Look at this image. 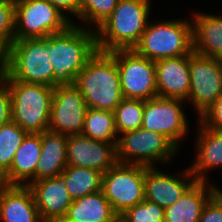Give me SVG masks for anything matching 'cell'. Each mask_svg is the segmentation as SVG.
Returning <instances> with one entry per match:
<instances>
[{
	"instance_id": "5bb4252c",
	"label": "cell",
	"mask_w": 222,
	"mask_h": 222,
	"mask_svg": "<svg viewBox=\"0 0 222 222\" xmlns=\"http://www.w3.org/2000/svg\"><path fill=\"white\" fill-rule=\"evenodd\" d=\"M117 142L93 140L82 134L67 139V165L107 172L117 162Z\"/></svg>"
},
{
	"instance_id": "5b68a950",
	"label": "cell",
	"mask_w": 222,
	"mask_h": 222,
	"mask_svg": "<svg viewBox=\"0 0 222 222\" xmlns=\"http://www.w3.org/2000/svg\"><path fill=\"white\" fill-rule=\"evenodd\" d=\"M191 19L161 20L148 23L133 50L156 62L189 55L193 51Z\"/></svg>"
},
{
	"instance_id": "e0dca14e",
	"label": "cell",
	"mask_w": 222,
	"mask_h": 222,
	"mask_svg": "<svg viewBox=\"0 0 222 222\" xmlns=\"http://www.w3.org/2000/svg\"><path fill=\"white\" fill-rule=\"evenodd\" d=\"M155 63L158 96L187 101L190 92L189 55Z\"/></svg>"
},
{
	"instance_id": "277c9868",
	"label": "cell",
	"mask_w": 222,
	"mask_h": 222,
	"mask_svg": "<svg viewBox=\"0 0 222 222\" xmlns=\"http://www.w3.org/2000/svg\"><path fill=\"white\" fill-rule=\"evenodd\" d=\"M4 78L11 96V120L27 133L48 131L54 87L17 81L8 74Z\"/></svg>"
},
{
	"instance_id": "52a82bcc",
	"label": "cell",
	"mask_w": 222,
	"mask_h": 222,
	"mask_svg": "<svg viewBox=\"0 0 222 222\" xmlns=\"http://www.w3.org/2000/svg\"><path fill=\"white\" fill-rule=\"evenodd\" d=\"M116 150L118 162L146 167H154L157 162L167 164L178 153L166 136L142 127L121 134Z\"/></svg>"
},
{
	"instance_id": "7402d4cb",
	"label": "cell",
	"mask_w": 222,
	"mask_h": 222,
	"mask_svg": "<svg viewBox=\"0 0 222 222\" xmlns=\"http://www.w3.org/2000/svg\"><path fill=\"white\" fill-rule=\"evenodd\" d=\"M199 124L200 129L195 141L197 156L189 168L196 181H208L206 174L209 170L222 168V131Z\"/></svg>"
},
{
	"instance_id": "8d00e7d4",
	"label": "cell",
	"mask_w": 222,
	"mask_h": 222,
	"mask_svg": "<svg viewBox=\"0 0 222 222\" xmlns=\"http://www.w3.org/2000/svg\"><path fill=\"white\" fill-rule=\"evenodd\" d=\"M4 186L3 177L0 175V189Z\"/></svg>"
},
{
	"instance_id": "3957f363",
	"label": "cell",
	"mask_w": 222,
	"mask_h": 222,
	"mask_svg": "<svg viewBox=\"0 0 222 222\" xmlns=\"http://www.w3.org/2000/svg\"><path fill=\"white\" fill-rule=\"evenodd\" d=\"M74 85L88 108L115 111L124 98L115 58L109 52H97L77 75Z\"/></svg>"
},
{
	"instance_id": "ffe728a7",
	"label": "cell",
	"mask_w": 222,
	"mask_h": 222,
	"mask_svg": "<svg viewBox=\"0 0 222 222\" xmlns=\"http://www.w3.org/2000/svg\"><path fill=\"white\" fill-rule=\"evenodd\" d=\"M41 134L27 133L15 152L10 169L2 176L4 185L28 186L35 182V171L41 156Z\"/></svg>"
},
{
	"instance_id": "4dcf8cb0",
	"label": "cell",
	"mask_w": 222,
	"mask_h": 222,
	"mask_svg": "<svg viewBox=\"0 0 222 222\" xmlns=\"http://www.w3.org/2000/svg\"><path fill=\"white\" fill-rule=\"evenodd\" d=\"M15 33V0H0V44L9 51Z\"/></svg>"
},
{
	"instance_id": "8fae6325",
	"label": "cell",
	"mask_w": 222,
	"mask_h": 222,
	"mask_svg": "<svg viewBox=\"0 0 222 222\" xmlns=\"http://www.w3.org/2000/svg\"><path fill=\"white\" fill-rule=\"evenodd\" d=\"M190 101L198 117L222 95V60L192 51L189 54Z\"/></svg>"
},
{
	"instance_id": "484cf974",
	"label": "cell",
	"mask_w": 222,
	"mask_h": 222,
	"mask_svg": "<svg viewBox=\"0 0 222 222\" xmlns=\"http://www.w3.org/2000/svg\"><path fill=\"white\" fill-rule=\"evenodd\" d=\"M81 134L93 140L117 142L114 112L88 108Z\"/></svg>"
},
{
	"instance_id": "cb8c5ba5",
	"label": "cell",
	"mask_w": 222,
	"mask_h": 222,
	"mask_svg": "<svg viewBox=\"0 0 222 222\" xmlns=\"http://www.w3.org/2000/svg\"><path fill=\"white\" fill-rule=\"evenodd\" d=\"M118 218L100 190L73 200L59 222H115Z\"/></svg>"
},
{
	"instance_id": "7a4b0ae2",
	"label": "cell",
	"mask_w": 222,
	"mask_h": 222,
	"mask_svg": "<svg viewBox=\"0 0 222 222\" xmlns=\"http://www.w3.org/2000/svg\"><path fill=\"white\" fill-rule=\"evenodd\" d=\"M150 0H119L111 15L96 29L97 49L102 52L131 50L149 23Z\"/></svg>"
},
{
	"instance_id": "836d02e7",
	"label": "cell",
	"mask_w": 222,
	"mask_h": 222,
	"mask_svg": "<svg viewBox=\"0 0 222 222\" xmlns=\"http://www.w3.org/2000/svg\"><path fill=\"white\" fill-rule=\"evenodd\" d=\"M11 121V96L5 78H0V126Z\"/></svg>"
},
{
	"instance_id": "4316f807",
	"label": "cell",
	"mask_w": 222,
	"mask_h": 222,
	"mask_svg": "<svg viewBox=\"0 0 222 222\" xmlns=\"http://www.w3.org/2000/svg\"><path fill=\"white\" fill-rule=\"evenodd\" d=\"M27 135L18 124L12 120L0 126V175L3 176L13 162L15 152Z\"/></svg>"
},
{
	"instance_id": "d590c367",
	"label": "cell",
	"mask_w": 222,
	"mask_h": 222,
	"mask_svg": "<svg viewBox=\"0 0 222 222\" xmlns=\"http://www.w3.org/2000/svg\"><path fill=\"white\" fill-rule=\"evenodd\" d=\"M8 72V51L0 44V78H4Z\"/></svg>"
},
{
	"instance_id": "f1b7e54d",
	"label": "cell",
	"mask_w": 222,
	"mask_h": 222,
	"mask_svg": "<svg viewBox=\"0 0 222 222\" xmlns=\"http://www.w3.org/2000/svg\"><path fill=\"white\" fill-rule=\"evenodd\" d=\"M119 0H79V19L96 30L113 12ZM89 24V25H87ZM93 25V26H92Z\"/></svg>"
},
{
	"instance_id": "1f68e13d",
	"label": "cell",
	"mask_w": 222,
	"mask_h": 222,
	"mask_svg": "<svg viewBox=\"0 0 222 222\" xmlns=\"http://www.w3.org/2000/svg\"><path fill=\"white\" fill-rule=\"evenodd\" d=\"M198 119L204 127L222 131V95H220Z\"/></svg>"
},
{
	"instance_id": "83f0119b",
	"label": "cell",
	"mask_w": 222,
	"mask_h": 222,
	"mask_svg": "<svg viewBox=\"0 0 222 222\" xmlns=\"http://www.w3.org/2000/svg\"><path fill=\"white\" fill-rule=\"evenodd\" d=\"M144 100L123 98L115 108V126L118 136L142 126Z\"/></svg>"
},
{
	"instance_id": "ac0fdd59",
	"label": "cell",
	"mask_w": 222,
	"mask_h": 222,
	"mask_svg": "<svg viewBox=\"0 0 222 222\" xmlns=\"http://www.w3.org/2000/svg\"><path fill=\"white\" fill-rule=\"evenodd\" d=\"M209 181H195L170 207L164 222H198L207 202L220 190Z\"/></svg>"
},
{
	"instance_id": "8992f818",
	"label": "cell",
	"mask_w": 222,
	"mask_h": 222,
	"mask_svg": "<svg viewBox=\"0 0 222 222\" xmlns=\"http://www.w3.org/2000/svg\"><path fill=\"white\" fill-rule=\"evenodd\" d=\"M14 80L53 87L49 36L14 40L8 51V72Z\"/></svg>"
},
{
	"instance_id": "d4e9b609",
	"label": "cell",
	"mask_w": 222,
	"mask_h": 222,
	"mask_svg": "<svg viewBox=\"0 0 222 222\" xmlns=\"http://www.w3.org/2000/svg\"><path fill=\"white\" fill-rule=\"evenodd\" d=\"M102 175L100 171L86 167L67 165L59 175L72 200L101 190Z\"/></svg>"
},
{
	"instance_id": "9a60e30c",
	"label": "cell",
	"mask_w": 222,
	"mask_h": 222,
	"mask_svg": "<svg viewBox=\"0 0 222 222\" xmlns=\"http://www.w3.org/2000/svg\"><path fill=\"white\" fill-rule=\"evenodd\" d=\"M155 167L157 166L146 167L145 199L157 203L164 209L177 202L196 181L190 168L185 169L178 177L177 174L171 175L168 172L158 171Z\"/></svg>"
},
{
	"instance_id": "d6a6232c",
	"label": "cell",
	"mask_w": 222,
	"mask_h": 222,
	"mask_svg": "<svg viewBox=\"0 0 222 222\" xmlns=\"http://www.w3.org/2000/svg\"><path fill=\"white\" fill-rule=\"evenodd\" d=\"M198 222H222V189L207 202Z\"/></svg>"
},
{
	"instance_id": "f546056e",
	"label": "cell",
	"mask_w": 222,
	"mask_h": 222,
	"mask_svg": "<svg viewBox=\"0 0 222 222\" xmlns=\"http://www.w3.org/2000/svg\"><path fill=\"white\" fill-rule=\"evenodd\" d=\"M164 212L162 206L145 199L127 209L119 218L124 222H164Z\"/></svg>"
},
{
	"instance_id": "9c48e42d",
	"label": "cell",
	"mask_w": 222,
	"mask_h": 222,
	"mask_svg": "<svg viewBox=\"0 0 222 222\" xmlns=\"http://www.w3.org/2000/svg\"><path fill=\"white\" fill-rule=\"evenodd\" d=\"M71 24L47 0H15L14 40L46 38Z\"/></svg>"
},
{
	"instance_id": "603a6c76",
	"label": "cell",
	"mask_w": 222,
	"mask_h": 222,
	"mask_svg": "<svg viewBox=\"0 0 222 222\" xmlns=\"http://www.w3.org/2000/svg\"><path fill=\"white\" fill-rule=\"evenodd\" d=\"M41 134V156L35 171V181L58 177L67 167V135L44 131Z\"/></svg>"
},
{
	"instance_id": "4fadbf2b",
	"label": "cell",
	"mask_w": 222,
	"mask_h": 222,
	"mask_svg": "<svg viewBox=\"0 0 222 222\" xmlns=\"http://www.w3.org/2000/svg\"><path fill=\"white\" fill-rule=\"evenodd\" d=\"M87 109L85 99L74 84L54 87L49 131L67 136L81 134Z\"/></svg>"
},
{
	"instance_id": "44dd1931",
	"label": "cell",
	"mask_w": 222,
	"mask_h": 222,
	"mask_svg": "<svg viewBox=\"0 0 222 222\" xmlns=\"http://www.w3.org/2000/svg\"><path fill=\"white\" fill-rule=\"evenodd\" d=\"M191 19L193 51L222 60V17L197 12Z\"/></svg>"
},
{
	"instance_id": "7c38bea8",
	"label": "cell",
	"mask_w": 222,
	"mask_h": 222,
	"mask_svg": "<svg viewBox=\"0 0 222 222\" xmlns=\"http://www.w3.org/2000/svg\"><path fill=\"white\" fill-rule=\"evenodd\" d=\"M180 99L154 97L144 101L142 128L166 136L177 148L189 131Z\"/></svg>"
},
{
	"instance_id": "d6986e66",
	"label": "cell",
	"mask_w": 222,
	"mask_h": 222,
	"mask_svg": "<svg viewBox=\"0 0 222 222\" xmlns=\"http://www.w3.org/2000/svg\"><path fill=\"white\" fill-rule=\"evenodd\" d=\"M0 220L3 222H43L32 190L28 186L4 185L0 189Z\"/></svg>"
},
{
	"instance_id": "2e32d148",
	"label": "cell",
	"mask_w": 222,
	"mask_h": 222,
	"mask_svg": "<svg viewBox=\"0 0 222 222\" xmlns=\"http://www.w3.org/2000/svg\"><path fill=\"white\" fill-rule=\"evenodd\" d=\"M28 187L43 222H59L65 217L73 200L60 176L37 180Z\"/></svg>"
},
{
	"instance_id": "ba28073f",
	"label": "cell",
	"mask_w": 222,
	"mask_h": 222,
	"mask_svg": "<svg viewBox=\"0 0 222 222\" xmlns=\"http://www.w3.org/2000/svg\"><path fill=\"white\" fill-rule=\"evenodd\" d=\"M146 166L117 162L102 175L101 191L120 216L145 200Z\"/></svg>"
},
{
	"instance_id": "30bf717a",
	"label": "cell",
	"mask_w": 222,
	"mask_h": 222,
	"mask_svg": "<svg viewBox=\"0 0 222 222\" xmlns=\"http://www.w3.org/2000/svg\"><path fill=\"white\" fill-rule=\"evenodd\" d=\"M116 60L124 98L149 100L158 96L155 63L131 50L109 52Z\"/></svg>"
},
{
	"instance_id": "6da1fadb",
	"label": "cell",
	"mask_w": 222,
	"mask_h": 222,
	"mask_svg": "<svg viewBox=\"0 0 222 222\" xmlns=\"http://www.w3.org/2000/svg\"><path fill=\"white\" fill-rule=\"evenodd\" d=\"M96 30L71 24L65 31L49 35V62L53 87L72 85L87 61L97 52Z\"/></svg>"
},
{
	"instance_id": "74e56055",
	"label": "cell",
	"mask_w": 222,
	"mask_h": 222,
	"mask_svg": "<svg viewBox=\"0 0 222 222\" xmlns=\"http://www.w3.org/2000/svg\"><path fill=\"white\" fill-rule=\"evenodd\" d=\"M115 222H124L120 218H118Z\"/></svg>"
},
{
	"instance_id": "e575fe53",
	"label": "cell",
	"mask_w": 222,
	"mask_h": 222,
	"mask_svg": "<svg viewBox=\"0 0 222 222\" xmlns=\"http://www.w3.org/2000/svg\"><path fill=\"white\" fill-rule=\"evenodd\" d=\"M53 5L64 17H66L72 24L74 20H70L71 16H77L79 19V0H47ZM67 12V14H65ZM69 12L71 15H69ZM70 17H69V16Z\"/></svg>"
}]
</instances>
